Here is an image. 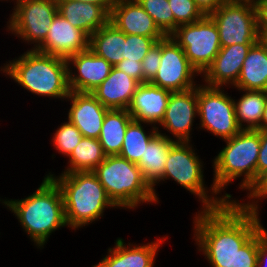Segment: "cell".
<instances>
[{"instance_id": "6da1fadb", "label": "cell", "mask_w": 267, "mask_h": 267, "mask_svg": "<svg viewBox=\"0 0 267 267\" xmlns=\"http://www.w3.org/2000/svg\"><path fill=\"white\" fill-rule=\"evenodd\" d=\"M260 214L228 202L217 209H199L192 240L210 267H257Z\"/></svg>"}, {"instance_id": "7a4b0ae2", "label": "cell", "mask_w": 267, "mask_h": 267, "mask_svg": "<svg viewBox=\"0 0 267 267\" xmlns=\"http://www.w3.org/2000/svg\"><path fill=\"white\" fill-rule=\"evenodd\" d=\"M38 186L33 194L21 199L0 197V204L13 213L29 240L41 250L50 235L68 226L59 186L47 174Z\"/></svg>"}, {"instance_id": "3957f363", "label": "cell", "mask_w": 267, "mask_h": 267, "mask_svg": "<svg viewBox=\"0 0 267 267\" xmlns=\"http://www.w3.org/2000/svg\"><path fill=\"white\" fill-rule=\"evenodd\" d=\"M0 73L32 95L64 100L70 94L66 59L27 49L1 63Z\"/></svg>"}, {"instance_id": "277c9868", "label": "cell", "mask_w": 267, "mask_h": 267, "mask_svg": "<svg viewBox=\"0 0 267 267\" xmlns=\"http://www.w3.org/2000/svg\"><path fill=\"white\" fill-rule=\"evenodd\" d=\"M223 141L224 147L211 161L213 164L211 183L227 202H237L239 199L234 198L225 190L238 179L241 181L237 188L246 193L256 183L260 130H241L235 136Z\"/></svg>"}, {"instance_id": "5b68a950", "label": "cell", "mask_w": 267, "mask_h": 267, "mask_svg": "<svg viewBox=\"0 0 267 267\" xmlns=\"http://www.w3.org/2000/svg\"><path fill=\"white\" fill-rule=\"evenodd\" d=\"M55 174L47 173L62 192L65 219L71 230L76 232L100 221L106 208L118 209L92 171Z\"/></svg>"}, {"instance_id": "8992f818", "label": "cell", "mask_w": 267, "mask_h": 267, "mask_svg": "<svg viewBox=\"0 0 267 267\" xmlns=\"http://www.w3.org/2000/svg\"><path fill=\"white\" fill-rule=\"evenodd\" d=\"M192 142H176L168 153L165 162L163 177L152 187L157 204L160 203L159 195L156 193V186L166 183L167 180L175 181L180 187L189 191L198 198L201 203V210L217 209L223 207L228 202L217 189L214 184L208 187L205 183L204 161L198 155L197 148H194Z\"/></svg>"}, {"instance_id": "52a82bcc", "label": "cell", "mask_w": 267, "mask_h": 267, "mask_svg": "<svg viewBox=\"0 0 267 267\" xmlns=\"http://www.w3.org/2000/svg\"><path fill=\"white\" fill-rule=\"evenodd\" d=\"M92 172L104 187L109 199L120 210L134 211L144 203L157 204L152 187L136 163L119 155H107Z\"/></svg>"}, {"instance_id": "ba28073f", "label": "cell", "mask_w": 267, "mask_h": 267, "mask_svg": "<svg viewBox=\"0 0 267 267\" xmlns=\"http://www.w3.org/2000/svg\"><path fill=\"white\" fill-rule=\"evenodd\" d=\"M12 10L6 19V32L35 50L46 39L58 5L57 0H19Z\"/></svg>"}, {"instance_id": "9c48e42d", "label": "cell", "mask_w": 267, "mask_h": 267, "mask_svg": "<svg viewBox=\"0 0 267 267\" xmlns=\"http://www.w3.org/2000/svg\"><path fill=\"white\" fill-rule=\"evenodd\" d=\"M221 87L197 86L198 119L196 129L210 132L216 138L227 140L241 131L236 116L233 97ZM198 125V126H197Z\"/></svg>"}, {"instance_id": "30bf717a", "label": "cell", "mask_w": 267, "mask_h": 267, "mask_svg": "<svg viewBox=\"0 0 267 267\" xmlns=\"http://www.w3.org/2000/svg\"><path fill=\"white\" fill-rule=\"evenodd\" d=\"M170 36L184 50L189 63L200 75L213 63L221 49L217 26L209 15L194 23L179 25Z\"/></svg>"}, {"instance_id": "8fae6325", "label": "cell", "mask_w": 267, "mask_h": 267, "mask_svg": "<svg viewBox=\"0 0 267 267\" xmlns=\"http://www.w3.org/2000/svg\"><path fill=\"white\" fill-rule=\"evenodd\" d=\"M209 16L217 26L221 47L255 44L260 40L253 3L224 2Z\"/></svg>"}, {"instance_id": "7c38bea8", "label": "cell", "mask_w": 267, "mask_h": 267, "mask_svg": "<svg viewBox=\"0 0 267 267\" xmlns=\"http://www.w3.org/2000/svg\"><path fill=\"white\" fill-rule=\"evenodd\" d=\"M199 76L170 35L161 39L160 66L150 83L171 92H182L198 86L201 82L195 79Z\"/></svg>"}, {"instance_id": "4fadbf2b", "label": "cell", "mask_w": 267, "mask_h": 267, "mask_svg": "<svg viewBox=\"0 0 267 267\" xmlns=\"http://www.w3.org/2000/svg\"><path fill=\"white\" fill-rule=\"evenodd\" d=\"M197 118V86L182 92H171L164 118L157 126L158 133L176 142H192ZM162 128L167 132L160 130Z\"/></svg>"}, {"instance_id": "5bb4252c", "label": "cell", "mask_w": 267, "mask_h": 267, "mask_svg": "<svg viewBox=\"0 0 267 267\" xmlns=\"http://www.w3.org/2000/svg\"><path fill=\"white\" fill-rule=\"evenodd\" d=\"M168 237V234L162 238L156 236L155 241L138 244L126 243L119 237L115 240L114 247H108L107 254L92 267H155L158 251L164 242L168 241Z\"/></svg>"}, {"instance_id": "9a60e30c", "label": "cell", "mask_w": 267, "mask_h": 267, "mask_svg": "<svg viewBox=\"0 0 267 267\" xmlns=\"http://www.w3.org/2000/svg\"><path fill=\"white\" fill-rule=\"evenodd\" d=\"M70 91L91 93L110 74L113 66L89 49L67 60Z\"/></svg>"}, {"instance_id": "2e32d148", "label": "cell", "mask_w": 267, "mask_h": 267, "mask_svg": "<svg viewBox=\"0 0 267 267\" xmlns=\"http://www.w3.org/2000/svg\"><path fill=\"white\" fill-rule=\"evenodd\" d=\"M89 41L90 36L87 33L71 25L58 12L46 39L35 50L67 60L78 52L89 49Z\"/></svg>"}, {"instance_id": "e0dca14e", "label": "cell", "mask_w": 267, "mask_h": 267, "mask_svg": "<svg viewBox=\"0 0 267 267\" xmlns=\"http://www.w3.org/2000/svg\"><path fill=\"white\" fill-rule=\"evenodd\" d=\"M254 44H233L221 47L213 63L201 75L202 83L209 87L232 89L236 84L243 62Z\"/></svg>"}, {"instance_id": "ac0fdd59", "label": "cell", "mask_w": 267, "mask_h": 267, "mask_svg": "<svg viewBox=\"0 0 267 267\" xmlns=\"http://www.w3.org/2000/svg\"><path fill=\"white\" fill-rule=\"evenodd\" d=\"M65 101L70 102L66 120L74 124L82 136L99 139L103 120L109 109L91 93L70 91Z\"/></svg>"}, {"instance_id": "d6986e66", "label": "cell", "mask_w": 267, "mask_h": 267, "mask_svg": "<svg viewBox=\"0 0 267 267\" xmlns=\"http://www.w3.org/2000/svg\"><path fill=\"white\" fill-rule=\"evenodd\" d=\"M109 21L125 34L152 38L166 36L137 0H116Z\"/></svg>"}, {"instance_id": "ffe728a7", "label": "cell", "mask_w": 267, "mask_h": 267, "mask_svg": "<svg viewBox=\"0 0 267 267\" xmlns=\"http://www.w3.org/2000/svg\"><path fill=\"white\" fill-rule=\"evenodd\" d=\"M171 91L153 85L140 83L127 108L133 120L158 126L164 118Z\"/></svg>"}, {"instance_id": "44dd1931", "label": "cell", "mask_w": 267, "mask_h": 267, "mask_svg": "<svg viewBox=\"0 0 267 267\" xmlns=\"http://www.w3.org/2000/svg\"><path fill=\"white\" fill-rule=\"evenodd\" d=\"M139 84L136 79L113 66L109 76L91 94L108 109L127 110Z\"/></svg>"}, {"instance_id": "7402d4cb", "label": "cell", "mask_w": 267, "mask_h": 267, "mask_svg": "<svg viewBox=\"0 0 267 267\" xmlns=\"http://www.w3.org/2000/svg\"><path fill=\"white\" fill-rule=\"evenodd\" d=\"M57 5L61 16L89 36L109 21L110 14L101 5L73 0H57Z\"/></svg>"}, {"instance_id": "603a6c76", "label": "cell", "mask_w": 267, "mask_h": 267, "mask_svg": "<svg viewBox=\"0 0 267 267\" xmlns=\"http://www.w3.org/2000/svg\"><path fill=\"white\" fill-rule=\"evenodd\" d=\"M232 88L267 91V45L262 39L251 47Z\"/></svg>"}, {"instance_id": "cb8c5ba5", "label": "cell", "mask_w": 267, "mask_h": 267, "mask_svg": "<svg viewBox=\"0 0 267 267\" xmlns=\"http://www.w3.org/2000/svg\"><path fill=\"white\" fill-rule=\"evenodd\" d=\"M125 42L126 34L108 21L90 36L89 48L115 66L124 59L122 54H124Z\"/></svg>"}, {"instance_id": "d4e9b609", "label": "cell", "mask_w": 267, "mask_h": 267, "mask_svg": "<svg viewBox=\"0 0 267 267\" xmlns=\"http://www.w3.org/2000/svg\"><path fill=\"white\" fill-rule=\"evenodd\" d=\"M175 143L176 141L158 133L146 146L137 166L151 187L163 177L168 153Z\"/></svg>"}, {"instance_id": "484cf974", "label": "cell", "mask_w": 267, "mask_h": 267, "mask_svg": "<svg viewBox=\"0 0 267 267\" xmlns=\"http://www.w3.org/2000/svg\"><path fill=\"white\" fill-rule=\"evenodd\" d=\"M241 93L233 98L236 121L241 130H260L264 107L267 101V91L235 89Z\"/></svg>"}, {"instance_id": "4316f807", "label": "cell", "mask_w": 267, "mask_h": 267, "mask_svg": "<svg viewBox=\"0 0 267 267\" xmlns=\"http://www.w3.org/2000/svg\"><path fill=\"white\" fill-rule=\"evenodd\" d=\"M132 119L125 109L107 111L99 135V142L106 155H119L127 126Z\"/></svg>"}, {"instance_id": "83f0119b", "label": "cell", "mask_w": 267, "mask_h": 267, "mask_svg": "<svg viewBox=\"0 0 267 267\" xmlns=\"http://www.w3.org/2000/svg\"><path fill=\"white\" fill-rule=\"evenodd\" d=\"M106 156L99 139L83 136L68 156V163H66L68 165L61 173L93 171Z\"/></svg>"}, {"instance_id": "f1b7e54d", "label": "cell", "mask_w": 267, "mask_h": 267, "mask_svg": "<svg viewBox=\"0 0 267 267\" xmlns=\"http://www.w3.org/2000/svg\"><path fill=\"white\" fill-rule=\"evenodd\" d=\"M147 125L151 128L147 129ZM157 134L156 126L132 119L127 126L119 156L137 164L144 154L146 146Z\"/></svg>"}, {"instance_id": "f546056e", "label": "cell", "mask_w": 267, "mask_h": 267, "mask_svg": "<svg viewBox=\"0 0 267 267\" xmlns=\"http://www.w3.org/2000/svg\"><path fill=\"white\" fill-rule=\"evenodd\" d=\"M52 134L51 144L54 147L53 149L56 150V153L63 155L64 158L70 155L83 137L79 129L65 119Z\"/></svg>"}, {"instance_id": "4dcf8cb0", "label": "cell", "mask_w": 267, "mask_h": 267, "mask_svg": "<svg viewBox=\"0 0 267 267\" xmlns=\"http://www.w3.org/2000/svg\"><path fill=\"white\" fill-rule=\"evenodd\" d=\"M153 18L158 28L166 35L174 31V14L168 0H137Z\"/></svg>"}, {"instance_id": "1f68e13d", "label": "cell", "mask_w": 267, "mask_h": 267, "mask_svg": "<svg viewBox=\"0 0 267 267\" xmlns=\"http://www.w3.org/2000/svg\"><path fill=\"white\" fill-rule=\"evenodd\" d=\"M168 2L174 14V30L179 25L194 23L205 16L194 0H168Z\"/></svg>"}, {"instance_id": "d6a6232c", "label": "cell", "mask_w": 267, "mask_h": 267, "mask_svg": "<svg viewBox=\"0 0 267 267\" xmlns=\"http://www.w3.org/2000/svg\"><path fill=\"white\" fill-rule=\"evenodd\" d=\"M161 39L163 38H152L135 34H126L124 54H122V56L124 59H127V61L142 62L151 47H153V45Z\"/></svg>"}, {"instance_id": "836d02e7", "label": "cell", "mask_w": 267, "mask_h": 267, "mask_svg": "<svg viewBox=\"0 0 267 267\" xmlns=\"http://www.w3.org/2000/svg\"><path fill=\"white\" fill-rule=\"evenodd\" d=\"M246 194L247 198L245 200L240 198L237 203L245 210L260 214L261 201L267 199V171L258 177L256 183Z\"/></svg>"}, {"instance_id": "e575fe53", "label": "cell", "mask_w": 267, "mask_h": 267, "mask_svg": "<svg viewBox=\"0 0 267 267\" xmlns=\"http://www.w3.org/2000/svg\"><path fill=\"white\" fill-rule=\"evenodd\" d=\"M161 40L157 41L145 55L141 62L143 83L150 82L156 75L160 66Z\"/></svg>"}, {"instance_id": "d590c367", "label": "cell", "mask_w": 267, "mask_h": 267, "mask_svg": "<svg viewBox=\"0 0 267 267\" xmlns=\"http://www.w3.org/2000/svg\"><path fill=\"white\" fill-rule=\"evenodd\" d=\"M257 31L260 39L267 35V0H256Z\"/></svg>"}, {"instance_id": "8d00e7d4", "label": "cell", "mask_w": 267, "mask_h": 267, "mask_svg": "<svg viewBox=\"0 0 267 267\" xmlns=\"http://www.w3.org/2000/svg\"><path fill=\"white\" fill-rule=\"evenodd\" d=\"M267 171V130H260V150L256 164V181Z\"/></svg>"}, {"instance_id": "74e56055", "label": "cell", "mask_w": 267, "mask_h": 267, "mask_svg": "<svg viewBox=\"0 0 267 267\" xmlns=\"http://www.w3.org/2000/svg\"><path fill=\"white\" fill-rule=\"evenodd\" d=\"M119 70H122L127 75L136 79L139 83H143V72L141 67V62L138 61H127L123 59L120 63L115 65Z\"/></svg>"}, {"instance_id": "f35d334b", "label": "cell", "mask_w": 267, "mask_h": 267, "mask_svg": "<svg viewBox=\"0 0 267 267\" xmlns=\"http://www.w3.org/2000/svg\"><path fill=\"white\" fill-rule=\"evenodd\" d=\"M267 228L262 226L258 230V258L257 267H267Z\"/></svg>"}, {"instance_id": "ab89813d", "label": "cell", "mask_w": 267, "mask_h": 267, "mask_svg": "<svg viewBox=\"0 0 267 267\" xmlns=\"http://www.w3.org/2000/svg\"><path fill=\"white\" fill-rule=\"evenodd\" d=\"M196 5L201 9L205 15H209L216 10L226 0H194Z\"/></svg>"}, {"instance_id": "60d3db41", "label": "cell", "mask_w": 267, "mask_h": 267, "mask_svg": "<svg viewBox=\"0 0 267 267\" xmlns=\"http://www.w3.org/2000/svg\"><path fill=\"white\" fill-rule=\"evenodd\" d=\"M86 3H94L96 5H101L109 14L111 12L112 6L116 0H73Z\"/></svg>"}, {"instance_id": "b9f144b4", "label": "cell", "mask_w": 267, "mask_h": 267, "mask_svg": "<svg viewBox=\"0 0 267 267\" xmlns=\"http://www.w3.org/2000/svg\"><path fill=\"white\" fill-rule=\"evenodd\" d=\"M260 130H267V101L264 107L262 119L260 122Z\"/></svg>"}, {"instance_id": "7bdbcfd3", "label": "cell", "mask_w": 267, "mask_h": 267, "mask_svg": "<svg viewBox=\"0 0 267 267\" xmlns=\"http://www.w3.org/2000/svg\"><path fill=\"white\" fill-rule=\"evenodd\" d=\"M256 0H226V2H250L255 3Z\"/></svg>"}, {"instance_id": "ee69618b", "label": "cell", "mask_w": 267, "mask_h": 267, "mask_svg": "<svg viewBox=\"0 0 267 267\" xmlns=\"http://www.w3.org/2000/svg\"><path fill=\"white\" fill-rule=\"evenodd\" d=\"M1 2L6 1V3L9 1L10 3L13 2L14 5L19 2V0H0Z\"/></svg>"}, {"instance_id": "f6af8a7d", "label": "cell", "mask_w": 267, "mask_h": 267, "mask_svg": "<svg viewBox=\"0 0 267 267\" xmlns=\"http://www.w3.org/2000/svg\"><path fill=\"white\" fill-rule=\"evenodd\" d=\"M262 41L267 45V35L262 38Z\"/></svg>"}]
</instances>
